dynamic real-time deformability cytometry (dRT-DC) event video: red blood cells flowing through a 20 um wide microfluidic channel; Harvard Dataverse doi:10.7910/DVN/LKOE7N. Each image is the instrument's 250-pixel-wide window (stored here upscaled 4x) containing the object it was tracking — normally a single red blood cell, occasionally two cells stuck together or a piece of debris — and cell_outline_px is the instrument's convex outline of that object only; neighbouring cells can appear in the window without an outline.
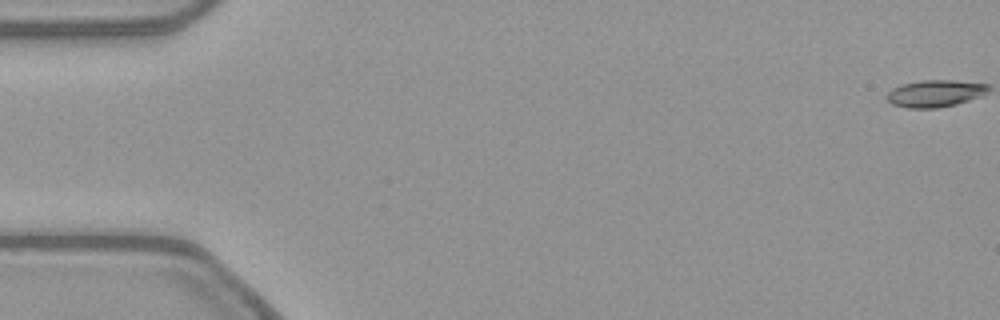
{"species": "common noctule bat (a hibernating species)", "species_latin": "Nyctalus noctula", "temperature_condition": "warm", "stored_images_in_passage": 53, "camera_frame_rate_fps": 3000, "um_per_image_px": 0.085, "animal": {"sex": "female", "body_mass_g": 21.9}, "frame": {"image": 1, "passage_image": 1, "time_ms": 0.0, "image_size_px": [1000, 320], "cell_outline_px": [[984, 88], [960, 100], [948, 104], [900, 104], [900, 88], [912, 84], [980, 84]], "centroid_in_image_um": [79.61, 7.93], "position_along_channel_um": 5.4, "area_um2": 10.0}}
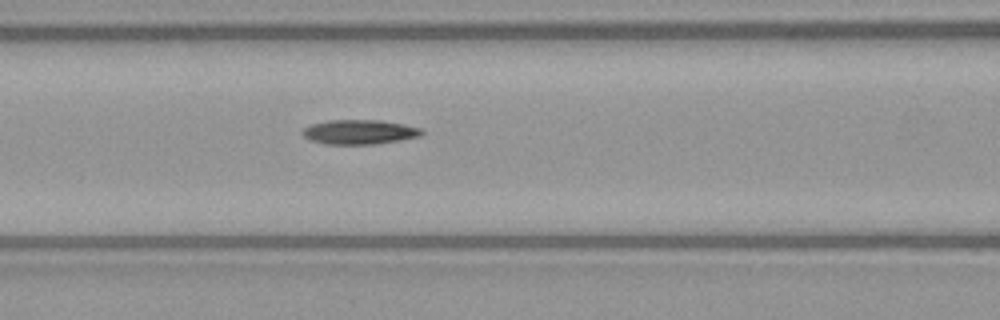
{"frame": {"image": 2, "passage_image": 23, "time_ms": 7.333, "image_size_px": [1000, 320], "cell_outline_px": [[416, 132], [408, 136], [384, 140], [324, 140], [312, 136], [308, 132], [312, 128], [324, 124], [392, 124], [412, 128]], "centroid_in_image_um": [30.62, 11.21], "position_along_channel_um": 136.0, "area_um2": 10.64}}
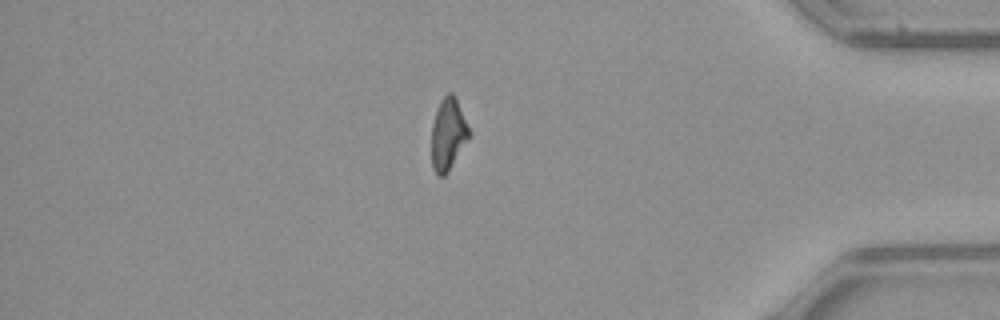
{"frame": {"image": 3, "passage_image": 46, "time_ms": 15.0, "image_size_px": [1000, 320], "cell_outline_px": [[468, 136], [448, 168], [444, 172], [440, 172], [436, 168], [432, 160], [432, 132], [436, 116], [444, 100], [448, 96], [452, 96], [468, 128]], "centroid_in_image_um": [38.06, 11.43], "position_along_channel_um": 397.1, "area_um2": 13.12}}